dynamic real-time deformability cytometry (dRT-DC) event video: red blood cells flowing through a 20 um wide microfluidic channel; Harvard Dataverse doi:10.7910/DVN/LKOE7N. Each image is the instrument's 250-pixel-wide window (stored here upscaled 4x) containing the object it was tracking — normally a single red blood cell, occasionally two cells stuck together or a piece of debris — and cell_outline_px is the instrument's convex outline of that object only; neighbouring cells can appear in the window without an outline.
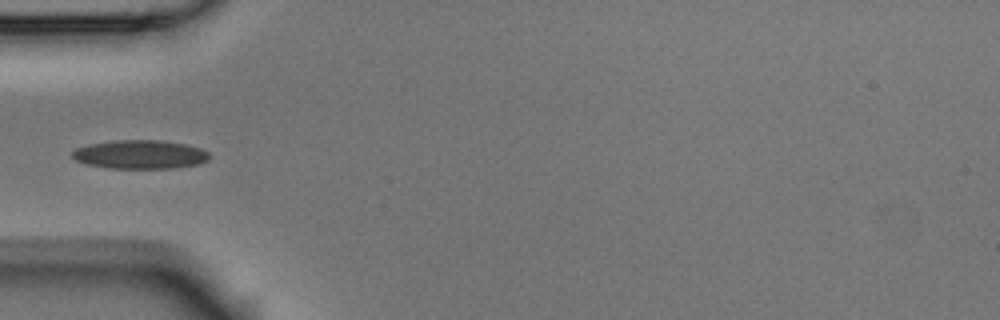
{"species": "Egyptian fruit bat (a non-hibernating species)", "species_latin": "Rousettus aegyptiacus", "temperature_condition": "room temperature", "stored_images_in_passage": 4, "camera_frame_rate_fps": 3000, "um_per_image_px": 0.085, "animal": {"sex": "male"}, "frame": {"image": 1, "passage_image": 2, "time_ms": 0.333, "image_size_px": [1000, 320], "cell_outline_px": [[212, 156], [208, 160], [200, 164], [172, 168], [108, 168], [84, 164], [76, 160], [72, 156], [72, 152], [76, 148], [88, 144], [116, 140], [160, 140], [184, 144], [200, 148], [208, 152]], "centroid_in_image_um": [11.91, 13.13], "position_along_channel_um": 73.1, "area_um2": 23.06}}
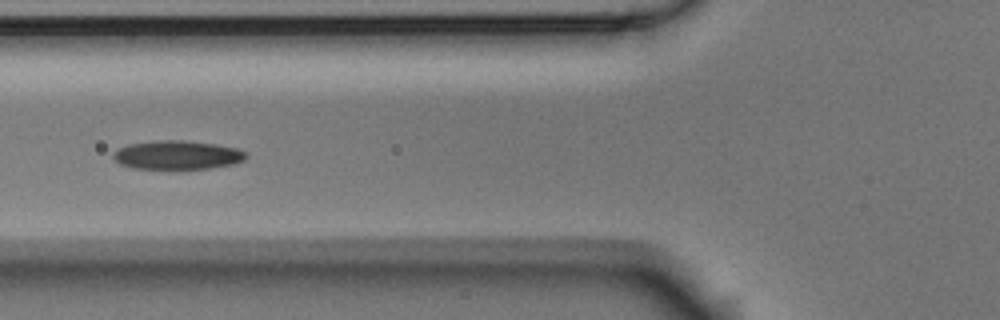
{"frame": {"image": 2, "passage_image": 3, "time_ms": 0.667, "image_size_px": [1000, 320], "cell_outline_px": [[248, 156], [244, 160], [232, 164], [208, 168], [172, 172], [132, 168], [120, 164], [112, 156], [112, 152], [128, 144], [156, 140], [184, 140], [216, 144], [236, 148], [248, 152]], "centroid_in_image_um": [15.05, 13.22], "position_along_channel_um": 110.7, "area_um2": 23.29}}
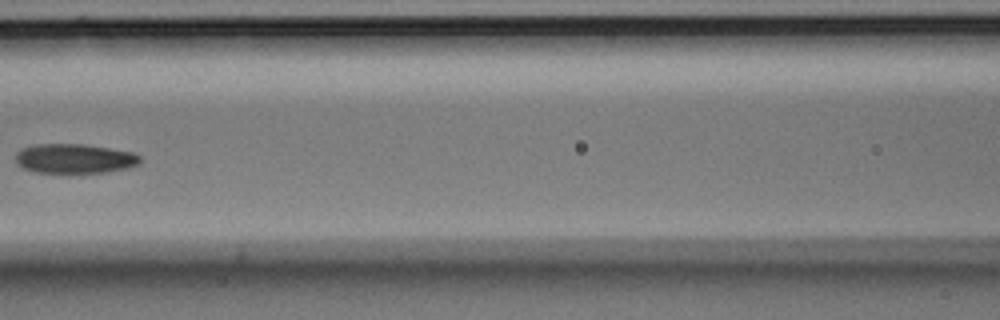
{"frame": {"image": 3, "passage_image": 4, "time_ms": 1.0, "image_size_px": [1000, 320], "cell_outline_px": [[140, 164], [128, 168], [108, 172], [36, 172], [24, 168], [16, 164], [16, 152], [20, 148], [36, 144], [84, 144], [132, 152], [140, 156]], "centroid_in_image_um": [6.32, 13.47], "position_along_channel_um": 160.3, "area_um2": 21.39}}